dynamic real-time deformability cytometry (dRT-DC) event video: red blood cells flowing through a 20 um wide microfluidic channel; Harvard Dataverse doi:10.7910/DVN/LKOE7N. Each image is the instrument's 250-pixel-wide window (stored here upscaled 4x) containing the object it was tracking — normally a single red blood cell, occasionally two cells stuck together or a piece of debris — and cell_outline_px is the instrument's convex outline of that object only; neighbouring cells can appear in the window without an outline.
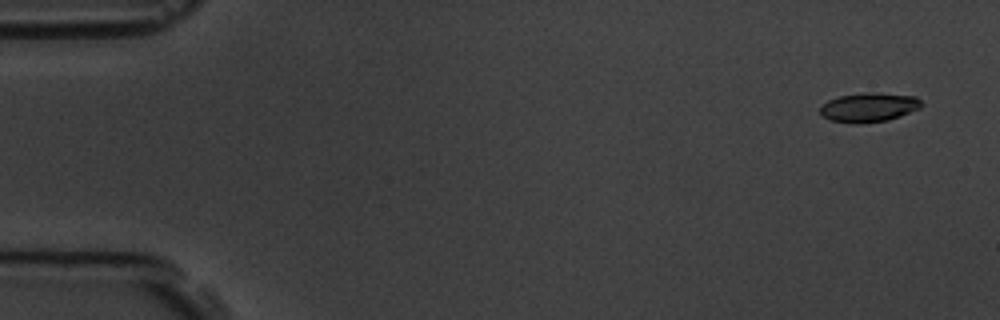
{"species": "common noctule bat (a hibernating species)", "species_latin": "Nyctalus noctula", "temperature_condition": "room temperature", "stored_images_in_passage": 5, "camera_frame_rate_fps": 3000, "um_per_image_px": 0.085, "animal": {"sex": "male", "body_mass_g": 19.5, "forearm_length_mm": 54.6}, "frame": {"image": 1, "passage_image": 1, "time_ms": 0.0, "image_size_px": [1000, 320], "cell_outline_px": [[924, 104], [920, 108], [900, 116], [888, 120], [860, 124], [832, 120], [820, 116], [820, 104], [828, 100], [840, 96], [868, 92], [872, 92], [916, 96]], "centroid_in_image_um": [73.85, 9.12], "position_along_channel_um": 11.2, "area_um2": 17.34}}
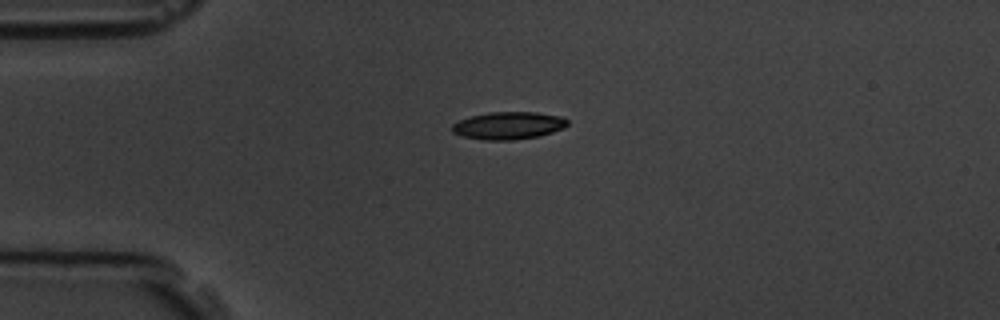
{"frame": {"image": 2, "passage_image": 4, "time_ms": 3.667, "image_size_px": [1000, 320], "cell_outline_px": [[568, 124], [564, 128], [540, 136], [512, 140], [484, 140], [464, 136], [452, 132], [452, 124], [460, 120], [472, 116], [488, 112], [536, 112], [564, 116], [568, 120]], "centroid_in_image_um": [43.26, 10.66], "position_along_channel_um": 41.7, "area_um2": 18.55}}